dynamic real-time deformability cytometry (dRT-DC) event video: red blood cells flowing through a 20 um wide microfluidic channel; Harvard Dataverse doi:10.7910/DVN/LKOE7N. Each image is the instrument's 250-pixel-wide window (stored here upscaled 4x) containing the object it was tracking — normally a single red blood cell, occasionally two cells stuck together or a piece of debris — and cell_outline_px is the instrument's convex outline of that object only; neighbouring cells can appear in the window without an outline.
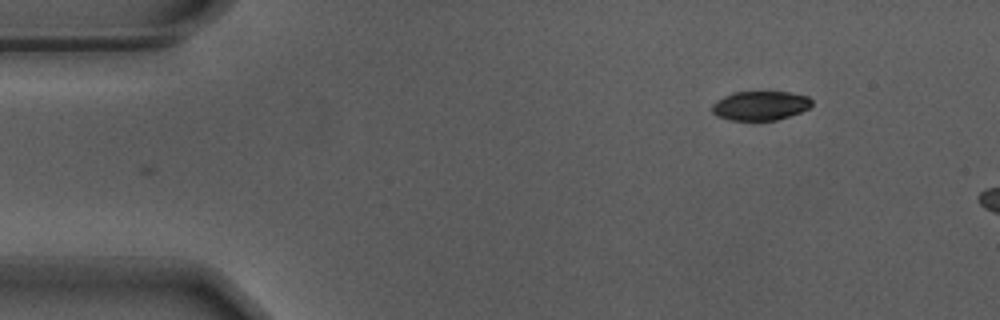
{"species": "Egyptian fruit bat (a non-hibernating species)", "species_latin": "Rousettus aegyptiacus", "temperature_condition": "warm", "stored_images_in_passage": 6, "camera_frame_rate_fps": 3000, "um_per_image_px": 0.085, "animal": {"sex": "male"}, "frame": {"image": 1, "passage_image": 1, "time_ms": 0.0, "image_size_px": [1000, 320], "cell_outline_px": [[812, 104], [808, 108], [800, 112], [776, 120], [732, 120], [716, 116], [712, 112], [712, 104], [716, 100], [732, 92], [788, 92], [808, 96], [812, 100]], "centroid_in_image_um": [64.6, 8.97], "position_along_channel_um": 20.4, "area_um2": 16.94}}